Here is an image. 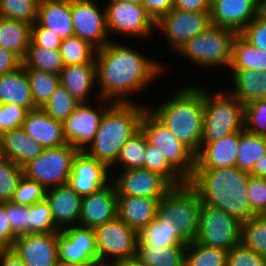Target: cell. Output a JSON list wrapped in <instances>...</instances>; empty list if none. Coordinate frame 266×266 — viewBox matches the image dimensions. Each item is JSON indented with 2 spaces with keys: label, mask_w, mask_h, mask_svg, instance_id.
I'll list each match as a JSON object with an SVG mask.
<instances>
[{
  "label": "cell",
  "mask_w": 266,
  "mask_h": 266,
  "mask_svg": "<svg viewBox=\"0 0 266 266\" xmlns=\"http://www.w3.org/2000/svg\"><path fill=\"white\" fill-rule=\"evenodd\" d=\"M161 198L117 196V217L139 232L157 217Z\"/></svg>",
  "instance_id": "cell-26"
},
{
  "label": "cell",
  "mask_w": 266,
  "mask_h": 266,
  "mask_svg": "<svg viewBox=\"0 0 266 266\" xmlns=\"http://www.w3.org/2000/svg\"><path fill=\"white\" fill-rule=\"evenodd\" d=\"M128 3H136V4H142V0H121Z\"/></svg>",
  "instance_id": "cell-63"
},
{
  "label": "cell",
  "mask_w": 266,
  "mask_h": 266,
  "mask_svg": "<svg viewBox=\"0 0 266 266\" xmlns=\"http://www.w3.org/2000/svg\"><path fill=\"white\" fill-rule=\"evenodd\" d=\"M79 102L59 84L42 109L55 120L63 123L76 109Z\"/></svg>",
  "instance_id": "cell-43"
},
{
  "label": "cell",
  "mask_w": 266,
  "mask_h": 266,
  "mask_svg": "<svg viewBox=\"0 0 266 266\" xmlns=\"http://www.w3.org/2000/svg\"><path fill=\"white\" fill-rule=\"evenodd\" d=\"M211 0H174L173 9L186 12H210Z\"/></svg>",
  "instance_id": "cell-57"
},
{
  "label": "cell",
  "mask_w": 266,
  "mask_h": 266,
  "mask_svg": "<svg viewBox=\"0 0 266 266\" xmlns=\"http://www.w3.org/2000/svg\"><path fill=\"white\" fill-rule=\"evenodd\" d=\"M200 210L199 194L187 183L173 187L160 199L157 216L167 222L171 219L175 235L188 245L197 237Z\"/></svg>",
  "instance_id": "cell-5"
},
{
  "label": "cell",
  "mask_w": 266,
  "mask_h": 266,
  "mask_svg": "<svg viewBox=\"0 0 266 266\" xmlns=\"http://www.w3.org/2000/svg\"><path fill=\"white\" fill-rule=\"evenodd\" d=\"M98 265H113L136 256L138 232L118 217L94 228Z\"/></svg>",
  "instance_id": "cell-9"
},
{
  "label": "cell",
  "mask_w": 266,
  "mask_h": 266,
  "mask_svg": "<svg viewBox=\"0 0 266 266\" xmlns=\"http://www.w3.org/2000/svg\"><path fill=\"white\" fill-rule=\"evenodd\" d=\"M40 0H0V16L33 24Z\"/></svg>",
  "instance_id": "cell-44"
},
{
  "label": "cell",
  "mask_w": 266,
  "mask_h": 266,
  "mask_svg": "<svg viewBox=\"0 0 266 266\" xmlns=\"http://www.w3.org/2000/svg\"><path fill=\"white\" fill-rule=\"evenodd\" d=\"M146 104L113 103L101 119L93 141L84 150L111 169L117 163L122 147L140 129Z\"/></svg>",
  "instance_id": "cell-4"
},
{
  "label": "cell",
  "mask_w": 266,
  "mask_h": 266,
  "mask_svg": "<svg viewBox=\"0 0 266 266\" xmlns=\"http://www.w3.org/2000/svg\"><path fill=\"white\" fill-rule=\"evenodd\" d=\"M31 213V233H48L59 231L51 215L46 199L29 206Z\"/></svg>",
  "instance_id": "cell-49"
},
{
  "label": "cell",
  "mask_w": 266,
  "mask_h": 266,
  "mask_svg": "<svg viewBox=\"0 0 266 266\" xmlns=\"http://www.w3.org/2000/svg\"><path fill=\"white\" fill-rule=\"evenodd\" d=\"M57 251L60 261L98 264L94 228L75 225L57 231Z\"/></svg>",
  "instance_id": "cell-17"
},
{
  "label": "cell",
  "mask_w": 266,
  "mask_h": 266,
  "mask_svg": "<svg viewBox=\"0 0 266 266\" xmlns=\"http://www.w3.org/2000/svg\"><path fill=\"white\" fill-rule=\"evenodd\" d=\"M261 2H262L263 7L266 8V0H261Z\"/></svg>",
  "instance_id": "cell-64"
},
{
  "label": "cell",
  "mask_w": 266,
  "mask_h": 266,
  "mask_svg": "<svg viewBox=\"0 0 266 266\" xmlns=\"http://www.w3.org/2000/svg\"><path fill=\"white\" fill-rule=\"evenodd\" d=\"M74 35L90 42L97 49L111 41L106 25L105 6L95 0H71Z\"/></svg>",
  "instance_id": "cell-15"
},
{
  "label": "cell",
  "mask_w": 266,
  "mask_h": 266,
  "mask_svg": "<svg viewBox=\"0 0 266 266\" xmlns=\"http://www.w3.org/2000/svg\"><path fill=\"white\" fill-rule=\"evenodd\" d=\"M158 173L173 187L182 186L188 181L168 162L165 155L156 146L147 141L144 168Z\"/></svg>",
  "instance_id": "cell-40"
},
{
  "label": "cell",
  "mask_w": 266,
  "mask_h": 266,
  "mask_svg": "<svg viewBox=\"0 0 266 266\" xmlns=\"http://www.w3.org/2000/svg\"><path fill=\"white\" fill-rule=\"evenodd\" d=\"M77 149L69 144L45 148L41 155L23 167V175L46 189L68 182Z\"/></svg>",
  "instance_id": "cell-10"
},
{
  "label": "cell",
  "mask_w": 266,
  "mask_h": 266,
  "mask_svg": "<svg viewBox=\"0 0 266 266\" xmlns=\"http://www.w3.org/2000/svg\"><path fill=\"white\" fill-rule=\"evenodd\" d=\"M114 176L111 183L117 196L162 198L173 188L164 177L143 168L119 170Z\"/></svg>",
  "instance_id": "cell-16"
},
{
  "label": "cell",
  "mask_w": 266,
  "mask_h": 266,
  "mask_svg": "<svg viewBox=\"0 0 266 266\" xmlns=\"http://www.w3.org/2000/svg\"><path fill=\"white\" fill-rule=\"evenodd\" d=\"M241 224L221 209L201 205L196 243L229 251L241 243Z\"/></svg>",
  "instance_id": "cell-11"
},
{
  "label": "cell",
  "mask_w": 266,
  "mask_h": 266,
  "mask_svg": "<svg viewBox=\"0 0 266 266\" xmlns=\"http://www.w3.org/2000/svg\"><path fill=\"white\" fill-rule=\"evenodd\" d=\"M239 34L251 45L266 51V8H264Z\"/></svg>",
  "instance_id": "cell-50"
},
{
  "label": "cell",
  "mask_w": 266,
  "mask_h": 266,
  "mask_svg": "<svg viewBox=\"0 0 266 266\" xmlns=\"http://www.w3.org/2000/svg\"><path fill=\"white\" fill-rule=\"evenodd\" d=\"M60 84L79 103L91 102L93 88L97 84L96 64L64 66L60 74Z\"/></svg>",
  "instance_id": "cell-28"
},
{
  "label": "cell",
  "mask_w": 266,
  "mask_h": 266,
  "mask_svg": "<svg viewBox=\"0 0 266 266\" xmlns=\"http://www.w3.org/2000/svg\"><path fill=\"white\" fill-rule=\"evenodd\" d=\"M249 175L236 166L194 169L188 184L199 194L201 205L224 210L244 222L257 215L248 199Z\"/></svg>",
  "instance_id": "cell-2"
},
{
  "label": "cell",
  "mask_w": 266,
  "mask_h": 266,
  "mask_svg": "<svg viewBox=\"0 0 266 266\" xmlns=\"http://www.w3.org/2000/svg\"><path fill=\"white\" fill-rule=\"evenodd\" d=\"M225 249L204 246L191 242L186 246L184 266H226Z\"/></svg>",
  "instance_id": "cell-41"
},
{
  "label": "cell",
  "mask_w": 266,
  "mask_h": 266,
  "mask_svg": "<svg viewBox=\"0 0 266 266\" xmlns=\"http://www.w3.org/2000/svg\"><path fill=\"white\" fill-rule=\"evenodd\" d=\"M112 266H145L136 256L126 260L117 261Z\"/></svg>",
  "instance_id": "cell-61"
},
{
  "label": "cell",
  "mask_w": 266,
  "mask_h": 266,
  "mask_svg": "<svg viewBox=\"0 0 266 266\" xmlns=\"http://www.w3.org/2000/svg\"><path fill=\"white\" fill-rule=\"evenodd\" d=\"M94 102L98 103L95 107L89 102L79 103L73 113L63 122L65 141L78 151H84L93 141L101 119L113 104L99 97Z\"/></svg>",
  "instance_id": "cell-13"
},
{
  "label": "cell",
  "mask_w": 266,
  "mask_h": 266,
  "mask_svg": "<svg viewBox=\"0 0 266 266\" xmlns=\"http://www.w3.org/2000/svg\"><path fill=\"white\" fill-rule=\"evenodd\" d=\"M241 243L266 258V217L255 215L241 224Z\"/></svg>",
  "instance_id": "cell-42"
},
{
  "label": "cell",
  "mask_w": 266,
  "mask_h": 266,
  "mask_svg": "<svg viewBox=\"0 0 266 266\" xmlns=\"http://www.w3.org/2000/svg\"><path fill=\"white\" fill-rule=\"evenodd\" d=\"M265 155L266 137L256 136L244 129L241 130L236 167L249 173L253 165Z\"/></svg>",
  "instance_id": "cell-34"
},
{
  "label": "cell",
  "mask_w": 266,
  "mask_h": 266,
  "mask_svg": "<svg viewBox=\"0 0 266 266\" xmlns=\"http://www.w3.org/2000/svg\"><path fill=\"white\" fill-rule=\"evenodd\" d=\"M174 0H142L148 15L155 23L166 13L173 9Z\"/></svg>",
  "instance_id": "cell-56"
},
{
  "label": "cell",
  "mask_w": 266,
  "mask_h": 266,
  "mask_svg": "<svg viewBox=\"0 0 266 266\" xmlns=\"http://www.w3.org/2000/svg\"><path fill=\"white\" fill-rule=\"evenodd\" d=\"M31 41L36 45L48 50H59L61 39L49 29L43 28L36 22L31 26Z\"/></svg>",
  "instance_id": "cell-54"
},
{
  "label": "cell",
  "mask_w": 266,
  "mask_h": 266,
  "mask_svg": "<svg viewBox=\"0 0 266 266\" xmlns=\"http://www.w3.org/2000/svg\"><path fill=\"white\" fill-rule=\"evenodd\" d=\"M263 9L261 0H211V25L239 34Z\"/></svg>",
  "instance_id": "cell-19"
},
{
  "label": "cell",
  "mask_w": 266,
  "mask_h": 266,
  "mask_svg": "<svg viewBox=\"0 0 266 266\" xmlns=\"http://www.w3.org/2000/svg\"><path fill=\"white\" fill-rule=\"evenodd\" d=\"M112 171L85 151H77L67 184L81 197L100 191L111 183Z\"/></svg>",
  "instance_id": "cell-18"
},
{
  "label": "cell",
  "mask_w": 266,
  "mask_h": 266,
  "mask_svg": "<svg viewBox=\"0 0 266 266\" xmlns=\"http://www.w3.org/2000/svg\"><path fill=\"white\" fill-rule=\"evenodd\" d=\"M186 246L137 248L136 257L145 266H184Z\"/></svg>",
  "instance_id": "cell-35"
},
{
  "label": "cell",
  "mask_w": 266,
  "mask_h": 266,
  "mask_svg": "<svg viewBox=\"0 0 266 266\" xmlns=\"http://www.w3.org/2000/svg\"><path fill=\"white\" fill-rule=\"evenodd\" d=\"M249 174L251 176L266 178V155L253 165V168Z\"/></svg>",
  "instance_id": "cell-60"
},
{
  "label": "cell",
  "mask_w": 266,
  "mask_h": 266,
  "mask_svg": "<svg viewBox=\"0 0 266 266\" xmlns=\"http://www.w3.org/2000/svg\"><path fill=\"white\" fill-rule=\"evenodd\" d=\"M45 199L51 209L55 226L59 231L78 225L82 197L67 183L48 188Z\"/></svg>",
  "instance_id": "cell-22"
},
{
  "label": "cell",
  "mask_w": 266,
  "mask_h": 266,
  "mask_svg": "<svg viewBox=\"0 0 266 266\" xmlns=\"http://www.w3.org/2000/svg\"><path fill=\"white\" fill-rule=\"evenodd\" d=\"M22 65V60L12 51L0 46V74L15 71Z\"/></svg>",
  "instance_id": "cell-58"
},
{
  "label": "cell",
  "mask_w": 266,
  "mask_h": 266,
  "mask_svg": "<svg viewBox=\"0 0 266 266\" xmlns=\"http://www.w3.org/2000/svg\"><path fill=\"white\" fill-rule=\"evenodd\" d=\"M23 176V168L8 158L0 157V203L11 201Z\"/></svg>",
  "instance_id": "cell-45"
},
{
  "label": "cell",
  "mask_w": 266,
  "mask_h": 266,
  "mask_svg": "<svg viewBox=\"0 0 266 266\" xmlns=\"http://www.w3.org/2000/svg\"><path fill=\"white\" fill-rule=\"evenodd\" d=\"M236 35L237 33L231 29L211 26L188 40L177 53L201 69L223 66L229 70Z\"/></svg>",
  "instance_id": "cell-7"
},
{
  "label": "cell",
  "mask_w": 266,
  "mask_h": 266,
  "mask_svg": "<svg viewBox=\"0 0 266 266\" xmlns=\"http://www.w3.org/2000/svg\"><path fill=\"white\" fill-rule=\"evenodd\" d=\"M16 238L7 217L6 207L0 203V249H12Z\"/></svg>",
  "instance_id": "cell-55"
},
{
  "label": "cell",
  "mask_w": 266,
  "mask_h": 266,
  "mask_svg": "<svg viewBox=\"0 0 266 266\" xmlns=\"http://www.w3.org/2000/svg\"><path fill=\"white\" fill-rule=\"evenodd\" d=\"M44 148L19 127L0 135V155L23 168L42 154Z\"/></svg>",
  "instance_id": "cell-27"
},
{
  "label": "cell",
  "mask_w": 266,
  "mask_h": 266,
  "mask_svg": "<svg viewBox=\"0 0 266 266\" xmlns=\"http://www.w3.org/2000/svg\"><path fill=\"white\" fill-rule=\"evenodd\" d=\"M215 92V93H214ZM244 104L224 90L204 87V121L201 143H211L243 130Z\"/></svg>",
  "instance_id": "cell-6"
},
{
  "label": "cell",
  "mask_w": 266,
  "mask_h": 266,
  "mask_svg": "<svg viewBox=\"0 0 266 266\" xmlns=\"http://www.w3.org/2000/svg\"><path fill=\"white\" fill-rule=\"evenodd\" d=\"M104 4L106 25L109 36L118 33L138 39L151 38L155 30V21L148 15L142 4L121 0H107Z\"/></svg>",
  "instance_id": "cell-12"
},
{
  "label": "cell",
  "mask_w": 266,
  "mask_h": 266,
  "mask_svg": "<svg viewBox=\"0 0 266 266\" xmlns=\"http://www.w3.org/2000/svg\"><path fill=\"white\" fill-rule=\"evenodd\" d=\"M98 264H88V263H71L66 261L58 260L56 266H97Z\"/></svg>",
  "instance_id": "cell-62"
},
{
  "label": "cell",
  "mask_w": 266,
  "mask_h": 266,
  "mask_svg": "<svg viewBox=\"0 0 266 266\" xmlns=\"http://www.w3.org/2000/svg\"><path fill=\"white\" fill-rule=\"evenodd\" d=\"M36 23L52 31L61 40L74 36L71 0H40Z\"/></svg>",
  "instance_id": "cell-25"
},
{
  "label": "cell",
  "mask_w": 266,
  "mask_h": 266,
  "mask_svg": "<svg viewBox=\"0 0 266 266\" xmlns=\"http://www.w3.org/2000/svg\"><path fill=\"white\" fill-rule=\"evenodd\" d=\"M0 104H14L28 110L36 108L23 65L15 71L0 74Z\"/></svg>",
  "instance_id": "cell-29"
},
{
  "label": "cell",
  "mask_w": 266,
  "mask_h": 266,
  "mask_svg": "<svg viewBox=\"0 0 266 266\" xmlns=\"http://www.w3.org/2000/svg\"><path fill=\"white\" fill-rule=\"evenodd\" d=\"M210 12H186L172 9L155 23V30L166 38L170 51L177 52L192 37L211 27Z\"/></svg>",
  "instance_id": "cell-14"
},
{
  "label": "cell",
  "mask_w": 266,
  "mask_h": 266,
  "mask_svg": "<svg viewBox=\"0 0 266 266\" xmlns=\"http://www.w3.org/2000/svg\"><path fill=\"white\" fill-rule=\"evenodd\" d=\"M34 106L42 108L60 84V76L38 69L25 68Z\"/></svg>",
  "instance_id": "cell-37"
},
{
  "label": "cell",
  "mask_w": 266,
  "mask_h": 266,
  "mask_svg": "<svg viewBox=\"0 0 266 266\" xmlns=\"http://www.w3.org/2000/svg\"><path fill=\"white\" fill-rule=\"evenodd\" d=\"M246 132L266 137V98L244 104V127Z\"/></svg>",
  "instance_id": "cell-46"
},
{
  "label": "cell",
  "mask_w": 266,
  "mask_h": 266,
  "mask_svg": "<svg viewBox=\"0 0 266 266\" xmlns=\"http://www.w3.org/2000/svg\"><path fill=\"white\" fill-rule=\"evenodd\" d=\"M31 26L27 22L0 16V46L23 60L31 41Z\"/></svg>",
  "instance_id": "cell-31"
},
{
  "label": "cell",
  "mask_w": 266,
  "mask_h": 266,
  "mask_svg": "<svg viewBox=\"0 0 266 266\" xmlns=\"http://www.w3.org/2000/svg\"><path fill=\"white\" fill-rule=\"evenodd\" d=\"M140 129L148 143L158 147L168 162L188 181L195 169V155L148 109L142 115Z\"/></svg>",
  "instance_id": "cell-8"
},
{
  "label": "cell",
  "mask_w": 266,
  "mask_h": 266,
  "mask_svg": "<svg viewBox=\"0 0 266 266\" xmlns=\"http://www.w3.org/2000/svg\"><path fill=\"white\" fill-rule=\"evenodd\" d=\"M117 217V194L112 183L82 197L78 225L95 228Z\"/></svg>",
  "instance_id": "cell-21"
},
{
  "label": "cell",
  "mask_w": 266,
  "mask_h": 266,
  "mask_svg": "<svg viewBox=\"0 0 266 266\" xmlns=\"http://www.w3.org/2000/svg\"><path fill=\"white\" fill-rule=\"evenodd\" d=\"M128 44L113 42V38L97 49L95 63L97 97L113 103H135L132 95L144 92L153 80L160 78L167 64ZM131 96V99H130Z\"/></svg>",
  "instance_id": "cell-1"
},
{
  "label": "cell",
  "mask_w": 266,
  "mask_h": 266,
  "mask_svg": "<svg viewBox=\"0 0 266 266\" xmlns=\"http://www.w3.org/2000/svg\"><path fill=\"white\" fill-rule=\"evenodd\" d=\"M226 266H266V258L239 243L227 251Z\"/></svg>",
  "instance_id": "cell-51"
},
{
  "label": "cell",
  "mask_w": 266,
  "mask_h": 266,
  "mask_svg": "<svg viewBox=\"0 0 266 266\" xmlns=\"http://www.w3.org/2000/svg\"><path fill=\"white\" fill-rule=\"evenodd\" d=\"M231 75L232 90H227L236 97L242 104L250 103L257 99L266 98V71L229 70Z\"/></svg>",
  "instance_id": "cell-30"
},
{
  "label": "cell",
  "mask_w": 266,
  "mask_h": 266,
  "mask_svg": "<svg viewBox=\"0 0 266 266\" xmlns=\"http://www.w3.org/2000/svg\"><path fill=\"white\" fill-rule=\"evenodd\" d=\"M240 131L211 143H201L195 156V169H214L236 166Z\"/></svg>",
  "instance_id": "cell-23"
},
{
  "label": "cell",
  "mask_w": 266,
  "mask_h": 266,
  "mask_svg": "<svg viewBox=\"0 0 266 266\" xmlns=\"http://www.w3.org/2000/svg\"><path fill=\"white\" fill-rule=\"evenodd\" d=\"M0 266H25L13 249H0Z\"/></svg>",
  "instance_id": "cell-59"
},
{
  "label": "cell",
  "mask_w": 266,
  "mask_h": 266,
  "mask_svg": "<svg viewBox=\"0 0 266 266\" xmlns=\"http://www.w3.org/2000/svg\"><path fill=\"white\" fill-rule=\"evenodd\" d=\"M60 54L64 66L80 64H96L97 48L90 42L71 36L61 41Z\"/></svg>",
  "instance_id": "cell-38"
},
{
  "label": "cell",
  "mask_w": 266,
  "mask_h": 266,
  "mask_svg": "<svg viewBox=\"0 0 266 266\" xmlns=\"http://www.w3.org/2000/svg\"><path fill=\"white\" fill-rule=\"evenodd\" d=\"M24 68L38 69L45 72L60 74L64 68V62L60 50H48L36 46L32 41L27 48L26 55L22 60Z\"/></svg>",
  "instance_id": "cell-36"
},
{
  "label": "cell",
  "mask_w": 266,
  "mask_h": 266,
  "mask_svg": "<svg viewBox=\"0 0 266 266\" xmlns=\"http://www.w3.org/2000/svg\"><path fill=\"white\" fill-rule=\"evenodd\" d=\"M28 109L14 104H0V135L22 126Z\"/></svg>",
  "instance_id": "cell-53"
},
{
  "label": "cell",
  "mask_w": 266,
  "mask_h": 266,
  "mask_svg": "<svg viewBox=\"0 0 266 266\" xmlns=\"http://www.w3.org/2000/svg\"><path fill=\"white\" fill-rule=\"evenodd\" d=\"M7 211V217L14 231V235L20 236L31 233V213L29 206L13 203L12 201L2 202Z\"/></svg>",
  "instance_id": "cell-48"
},
{
  "label": "cell",
  "mask_w": 266,
  "mask_h": 266,
  "mask_svg": "<svg viewBox=\"0 0 266 266\" xmlns=\"http://www.w3.org/2000/svg\"><path fill=\"white\" fill-rule=\"evenodd\" d=\"M172 94L156 108L147 109L196 156L203 132L204 86L185 85Z\"/></svg>",
  "instance_id": "cell-3"
},
{
  "label": "cell",
  "mask_w": 266,
  "mask_h": 266,
  "mask_svg": "<svg viewBox=\"0 0 266 266\" xmlns=\"http://www.w3.org/2000/svg\"><path fill=\"white\" fill-rule=\"evenodd\" d=\"M146 148L147 138L139 129L122 147L114 167L118 170L144 168Z\"/></svg>",
  "instance_id": "cell-39"
},
{
  "label": "cell",
  "mask_w": 266,
  "mask_h": 266,
  "mask_svg": "<svg viewBox=\"0 0 266 266\" xmlns=\"http://www.w3.org/2000/svg\"><path fill=\"white\" fill-rule=\"evenodd\" d=\"M154 246H187L175 235L171 219H160L158 216L138 232L137 248H153Z\"/></svg>",
  "instance_id": "cell-32"
},
{
  "label": "cell",
  "mask_w": 266,
  "mask_h": 266,
  "mask_svg": "<svg viewBox=\"0 0 266 266\" xmlns=\"http://www.w3.org/2000/svg\"><path fill=\"white\" fill-rule=\"evenodd\" d=\"M248 199L251 209L257 215L266 211V178L249 175Z\"/></svg>",
  "instance_id": "cell-52"
},
{
  "label": "cell",
  "mask_w": 266,
  "mask_h": 266,
  "mask_svg": "<svg viewBox=\"0 0 266 266\" xmlns=\"http://www.w3.org/2000/svg\"><path fill=\"white\" fill-rule=\"evenodd\" d=\"M252 69L266 71V51L260 50L247 42L240 34L234 38L232 58L229 70Z\"/></svg>",
  "instance_id": "cell-33"
},
{
  "label": "cell",
  "mask_w": 266,
  "mask_h": 266,
  "mask_svg": "<svg viewBox=\"0 0 266 266\" xmlns=\"http://www.w3.org/2000/svg\"><path fill=\"white\" fill-rule=\"evenodd\" d=\"M46 190L42 184L23 175L11 201L16 204L30 206L45 199Z\"/></svg>",
  "instance_id": "cell-47"
},
{
  "label": "cell",
  "mask_w": 266,
  "mask_h": 266,
  "mask_svg": "<svg viewBox=\"0 0 266 266\" xmlns=\"http://www.w3.org/2000/svg\"><path fill=\"white\" fill-rule=\"evenodd\" d=\"M21 128L44 149L67 143L63 135V123L52 118L42 108L29 110Z\"/></svg>",
  "instance_id": "cell-24"
},
{
  "label": "cell",
  "mask_w": 266,
  "mask_h": 266,
  "mask_svg": "<svg viewBox=\"0 0 266 266\" xmlns=\"http://www.w3.org/2000/svg\"><path fill=\"white\" fill-rule=\"evenodd\" d=\"M12 249L25 266H56L57 231L17 236Z\"/></svg>",
  "instance_id": "cell-20"
}]
</instances>
